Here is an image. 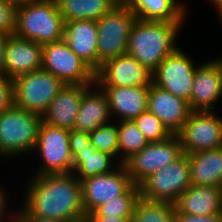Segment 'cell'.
I'll return each mask as SVG.
<instances>
[{
  "mask_svg": "<svg viewBox=\"0 0 222 222\" xmlns=\"http://www.w3.org/2000/svg\"><path fill=\"white\" fill-rule=\"evenodd\" d=\"M176 214L196 216L222 214V191L216 186L187 188L175 203Z\"/></svg>",
  "mask_w": 222,
  "mask_h": 222,
  "instance_id": "21",
  "label": "cell"
},
{
  "mask_svg": "<svg viewBox=\"0 0 222 222\" xmlns=\"http://www.w3.org/2000/svg\"><path fill=\"white\" fill-rule=\"evenodd\" d=\"M98 87L150 86L152 72L129 54L106 61L95 72Z\"/></svg>",
  "mask_w": 222,
  "mask_h": 222,
  "instance_id": "14",
  "label": "cell"
},
{
  "mask_svg": "<svg viewBox=\"0 0 222 222\" xmlns=\"http://www.w3.org/2000/svg\"><path fill=\"white\" fill-rule=\"evenodd\" d=\"M31 178L17 218H55L64 222L86 218L81 182L73 173Z\"/></svg>",
  "mask_w": 222,
  "mask_h": 222,
  "instance_id": "1",
  "label": "cell"
},
{
  "mask_svg": "<svg viewBox=\"0 0 222 222\" xmlns=\"http://www.w3.org/2000/svg\"><path fill=\"white\" fill-rule=\"evenodd\" d=\"M42 116L15 105L0 113V156L13 157L33 152ZM28 152V153H27Z\"/></svg>",
  "mask_w": 222,
  "mask_h": 222,
  "instance_id": "4",
  "label": "cell"
},
{
  "mask_svg": "<svg viewBox=\"0 0 222 222\" xmlns=\"http://www.w3.org/2000/svg\"><path fill=\"white\" fill-rule=\"evenodd\" d=\"M183 154L178 135H172L160 142L149 143L125 163L133 184L140 185L148 176L168 166Z\"/></svg>",
  "mask_w": 222,
  "mask_h": 222,
  "instance_id": "11",
  "label": "cell"
},
{
  "mask_svg": "<svg viewBox=\"0 0 222 222\" xmlns=\"http://www.w3.org/2000/svg\"><path fill=\"white\" fill-rule=\"evenodd\" d=\"M133 185L124 164L110 173L97 174L81 181L85 213L95 211L115 197L124 194Z\"/></svg>",
  "mask_w": 222,
  "mask_h": 222,
  "instance_id": "13",
  "label": "cell"
},
{
  "mask_svg": "<svg viewBox=\"0 0 222 222\" xmlns=\"http://www.w3.org/2000/svg\"><path fill=\"white\" fill-rule=\"evenodd\" d=\"M91 143L88 132L77 131L74 129L69 130V147L72 156H74L79 149L87 148Z\"/></svg>",
  "mask_w": 222,
  "mask_h": 222,
  "instance_id": "34",
  "label": "cell"
},
{
  "mask_svg": "<svg viewBox=\"0 0 222 222\" xmlns=\"http://www.w3.org/2000/svg\"><path fill=\"white\" fill-rule=\"evenodd\" d=\"M184 23L136 19L126 53L153 73L178 48L176 40Z\"/></svg>",
  "mask_w": 222,
  "mask_h": 222,
  "instance_id": "2",
  "label": "cell"
},
{
  "mask_svg": "<svg viewBox=\"0 0 222 222\" xmlns=\"http://www.w3.org/2000/svg\"><path fill=\"white\" fill-rule=\"evenodd\" d=\"M187 156L192 185L222 186V147Z\"/></svg>",
  "mask_w": 222,
  "mask_h": 222,
  "instance_id": "23",
  "label": "cell"
},
{
  "mask_svg": "<svg viewBox=\"0 0 222 222\" xmlns=\"http://www.w3.org/2000/svg\"><path fill=\"white\" fill-rule=\"evenodd\" d=\"M139 196L140 186L133 184L124 194L100 205L95 212L107 217H132L133 208Z\"/></svg>",
  "mask_w": 222,
  "mask_h": 222,
  "instance_id": "29",
  "label": "cell"
},
{
  "mask_svg": "<svg viewBox=\"0 0 222 222\" xmlns=\"http://www.w3.org/2000/svg\"><path fill=\"white\" fill-rule=\"evenodd\" d=\"M139 186L143 198L175 204L180 195L191 186L187 154L183 153L168 166L152 173Z\"/></svg>",
  "mask_w": 222,
  "mask_h": 222,
  "instance_id": "7",
  "label": "cell"
},
{
  "mask_svg": "<svg viewBox=\"0 0 222 222\" xmlns=\"http://www.w3.org/2000/svg\"><path fill=\"white\" fill-rule=\"evenodd\" d=\"M7 37L8 36L0 33V76L5 75V46Z\"/></svg>",
  "mask_w": 222,
  "mask_h": 222,
  "instance_id": "38",
  "label": "cell"
},
{
  "mask_svg": "<svg viewBox=\"0 0 222 222\" xmlns=\"http://www.w3.org/2000/svg\"><path fill=\"white\" fill-rule=\"evenodd\" d=\"M222 96V58L199 64L193 78L191 111H214Z\"/></svg>",
  "mask_w": 222,
  "mask_h": 222,
  "instance_id": "15",
  "label": "cell"
},
{
  "mask_svg": "<svg viewBox=\"0 0 222 222\" xmlns=\"http://www.w3.org/2000/svg\"><path fill=\"white\" fill-rule=\"evenodd\" d=\"M131 222H176L175 204L151 201L140 195L135 202Z\"/></svg>",
  "mask_w": 222,
  "mask_h": 222,
  "instance_id": "27",
  "label": "cell"
},
{
  "mask_svg": "<svg viewBox=\"0 0 222 222\" xmlns=\"http://www.w3.org/2000/svg\"><path fill=\"white\" fill-rule=\"evenodd\" d=\"M6 198H7V193L4 191V188L0 187V222H4L3 219L5 217L4 213L6 212L5 209H6V203H7ZM7 215H8L7 218L9 219L10 222H17L18 211L14 212L13 215H12V213H10V214L8 213Z\"/></svg>",
  "mask_w": 222,
  "mask_h": 222,
  "instance_id": "37",
  "label": "cell"
},
{
  "mask_svg": "<svg viewBox=\"0 0 222 222\" xmlns=\"http://www.w3.org/2000/svg\"><path fill=\"white\" fill-rule=\"evenodd\" d=\"M5 2H9L12 5L18 7L21 6L23 4H28L29 2L35 1V0H4Z\"/></svg>",
  "mask_w": 222,
  "mask_h": 222,
  "instance_id": "40",
  "label": "cell"
},
{
  "mask_svg": "<svg viewBox=\"0 0 222 222\" xmlns=\"http://www.w3.org/2000/svg\"><path fill=\"white\" fill-rule=\"evenodd\" d=\"M14 103V84L13 79L0 76V113L11 109Z\"/></svg>",
  "mask_w": 222,
  "mask_h": 222,
  "instance_id": "33",
  "label": "cell"
},
{
  "mask_svg": "<svg viewBox=\"0 0 222 222\" xmlns=\"http://www.w3.org/2000/svg\"><path fill=\"white\" fill-rule=\"evenodd\" d=\"M42 68L67 85L95 84V72L64 39L42 45Z\"/></svg>",
  "mask_w": 222,
  "mask_h": 222,
  "instance_id": "9",
  "label": "cell"
},
{
  "mask_svg": "<svg viewBox=\"0 0 222 222\" xmlns=\"http://www.w3.org/2000/svg\"><path fill=\"white\" fill-rule=\"evenodd\" d=\"M78 222H87V220H86V219H84V220H82V221H78Z\"/></svg>",
  "mask_w": 222,
  "mask_h": 222,
  "instance_id": "43",
  "label": "cell"
},
{
  "mask_svg": "<svg viewBox=\"0 0 222 222\" xmlns=\"http://www.w3.org/2000/svg\"><path fill=\"white\" fill-rule=\"evenodd\" d=\"M17 108L43 115L65 84L43 68L13 79Z\"/></svg>",
  "mask_w": 222,
  "mask_h": 222,
  "instance_id": "6",
  "label": "cell"
},
{
  "mask_svg": "<svg viewBox=\"0 0 222 222\" xmlns=\"http://www.w3.org/2000/svg\"><path fill=\"white\" fill-rule=\"evenodd\" d=\"M42 68V45L15 35L7 37L5 76L10 79Z\"/></svg>",
  "mask_w": 222,
  "mask_h": 222,
  "instance_id": "18",
  "label": "cell"
},
{
  "mask_svg": "<svg viewBox=\"0 0 222 222\" xmlns=\"http://www.w3.org/2000/svg\"><path fill=\"white\" fill-rule=\"evenodd\" d=\"M40 155L41 165L34 175L71 174L73 156L69 147V129L41 123L33 150Z\"/></svg>",
  "mask_w": 222,
  "mask_h": 222,
  "instance_id": "8",
  "label": "cell"
},
{
  "mask_svg": "<svg viewBox=\"0 0 222 222\" xmlns=\"http://www.w3.org/2000/svg\"><path fill=\"white\" fill-rule=\"evenodd\" d=\"M65 21L56 0H35L17 7L15 36L44 45L63 39Z\"/></svg>",
  "mask_w": 222,
  "mask_h": 222,
  "instance_id": "3",
  "label": "cell"
},
{
  "mask_svg": "<svg viewBox=\"0 0 222 222\" xmlns=\"http://www.w3.org/2000/svg\"><path fill=\"white\" fill-rule=\"evenodd\" d=\"M147 110L160 119L172 135L181 131L191 112L187 101L153 83L149 86Z\"/></svg>",
  "mask_w": 222,
  "mask_h": 222,
  "instance_id": "16",
  "label": "cell"
},
{
  "mask_svg": "<svg viewBox=\"0 0 222 222\" xmlns=\"http://www.w3.org/2000/svg\"><path fill=\"white\" fill-rule=\"evenodd\" d=\"M136 16L125 2H119L96 21L97 70L108 60L126 54L130 30Z\"/></svg>",
  "mask_w": 222,
  "mask_h": 222,
  "instance_id": "5",
  "label": "cell"
},
{
  "mask_svg": "<svg viewBox=\"0 0 222 222\" xmlns=\"http://www.w3.org/2000/svg\"><path fill=\"white\" fill-rule=\"evenodd\" d=\"M111 120L107 97L102 89L93 84L83 94L73 129L90 133Z\"/></svg>",
  "mask_w": 222,
  "mask_h": 222,
  "instance_id": "22",
  "label": "cell"
},
{
  "mask_svg": "<svg viewBox=\"0 0 222 222\" xmlns=\"http://www.w3.org/2000/svg\"><path fill=\"white\" fill-rule=\"evenodd\" d=\"M113 156L106 152L96 150L90 143L87 148L79 149L73 156V174L81 182L83 179L93 177L97 174L110 173L119 165ZM115 166V167H114Z\"/></svg>",
  "mask_w": 222,
  "mask_h": 222,
  "instance_id": "25",
  "label": "cell"
},
{
  "mask_svg": "<svg viewBox=\"0 0 222 222\" xmlns=\"http://www.w3.org/2000/svg\"><path fill=\"white\" fill-rule=\"evenodd\" d=\"M180 0H125L137 19L185 22L186 4Z\"/></svg>",
  "mask_w": 222,
  "mask_h": 222,
  "instance_id": "24",
  "label": "cell"
},
{
  "mask_svg": "<svg viewBox=\"0 0 222 222\" xmlns=\"http://www.w3.org/2000/svg\"><path fill=\"white\" fill-rule=\"evenodd\" d=\"M17 7L9 2L0 0V33L6 36H13L16 29Z\"/></svg>",
  "mask_w": 222,
  "mask_h": 222,
  "instance_id": "32",
  "label": "cell"
},
{
  "mask_svg": "<svg viewBox=\"0 0 222 222\" xmlns=\"http://www.w3.org/2000/svg\"><path fill=\"white\" fill-rule=\"evenodd\" d=\"M176 222H222V214L196 216L190 214H176Z\"/></svg>",
  "mask_w": 222,
  "mask_h": 222,
  "instance_id": "35",
  "label": "cell"
},
{
  "mask_svg": "<svg viewBox=\"0 0 222 222\" xmlns=\"http://www.w3.org/2000/svg\"><path fill=\"white\" fill-rule=\"evenodd\" d=\"M217 13L220 15V18H221V21H222V9Z\"/></svg>",
  "mask_w": 222,
  "mask_h": 222,
  "instance_id": "42",
  "label": "cell"
},
{
  "mask_svg": "<svg viewBox=\"0 0 222 222\" xmlns=\"http://www.w3.org/2000/svg\"><path fill=\"white\" fill-rule=\"evenodd\" d=\"M209 2L213 3L218 12L222 9V0H209Z\"/></svg>",
  "mask_w": 222,
  "mask_h": 222,
  "instance_id": "41",
  "label": "cell"
},
{
  "mask_svg": "<svg viewBox=\"0 0 222 222\" xmlns=\"http://www.w3.org/2000/svg\"><path fill=\"white\" fill-rule=\"evenodd\" d=\"M92 85L65 84L42 115V121L49 126L73 129L83 94Z\"/></svg>",
  "mask_w": 222,
  "mask_h": 222,
  "instance_id": "17",
  "label": "cell"
},
{
  "mask_svg": "<svg viewBox=\"0 0 222 222\" xmlns=\"http://www.w3.org/2000/svg\"><path fill=\"white\" fill-rule=\"evenodd\" d=\"M91 143L96 147V150L106 152L114 158L118 156V125L115 123H108L102 125L89 133Z\"/></svg>",
  "mask_w": 222,
  "mask_h": 222,
  "instance_id": "30",
  "label": "cell"
},
{
  "mask_svg": "<svg viewBox=\"0 0 222 222\" xmlns=\"http://www.w3.org/2000/svg\"><path fill=\"white\" fill-rule=\"evenodd\" d=\"M17 222H64L55 218H17Z\"/></svg>",
  "mask_w": 222,
  "mask_h": 222,
  "instance_id": "39",
  "label": "cell"
},
{
  "mask_svg": "<svg viewBox=\"0 0 222 222\" xmlns=\"http://www.w3.org/2000/svg\"><path fill=\"white\" fill-rule=\"evenodd\" d=\"M97 26L95 20L65 22L63 39L94 72L97 71Z\"/></svg>",
  "mask_w": 222,
  "mask_h": 222,
  "instance_id": "20",
  "label": "cell"
},
{
  "mask_svg": "<svg viewBox=\"0 0 222 222\" xmlns=\"http://www.w3.org/2000/svg\"><path fill=\"white\" fill-rule=\"evenodd\" d=\"M118 122L119 164H124L134 154L145 148L149 142L133 120Z\"/></svg>",
  "mask_w": 222,
  "mask_h": 222,
  "instance_id": "28",
  "label": "cell"
},
{
  "mask_svg": "<svg viewBox=\"0 0 222 222\" xmlns=\"http://www.w3.org/2000/svg\"><path fill=\"white\" fill-rule=\"evenodd\" d=\"M132 217H107L98 215L95 211L86 214L87 222H131Z\"/></svg>",
  "mask_w": 222,
  "mask_h": 222,
  "instance_id": "36",
  "label": "cell"
},
{
  "mask_svg": "<svg viewBox=\"0 0 222 222\" xmlns=\"http://www.w3.org/2000/svg\"><path fill=\"white\" fill-rule=\"evenodd\" d=\"M65 22L72 20L97 21L120 1L118 0H56Z\"/></svg>",
  "mask_w": 222,
  "mask_h": 222,
  "instance_id": "26",
  "label": "cell"
},
{
  "mask_svg": "<svg viewBox=\"0 0 222 222\" xmlns=\"http://www.w3.org/2000/svg\"><path fill=\"white\" fill-rule=\"evenodd\" d=\"M183 153L192 154L222 147V117L214 111H191L177 134Z\"/></svg>",
  "mask_w": 222,
  "mask_h": 222,
  "instance_id": "10",
  "label": "cell"
},
{
  "mask_svg": "<svg viewBox=\"0 0 222 222\" xmlns=\"http://www.w3.org/2000/svg\"><path fill=\"white\" fill-rule=\"evenodd\" d=\"M133 121L149 143L164 141L172 136L160 119L148 110Z\"/></svg>",
  "mask_w": 222,
  "mask_h": 222,
  "instance_id": "31",
  "label": "cell"
},
{
  "mask_svg": "<svg viewBox=\"0 0 222 222\" xmlns=\"http://www.w3.org/2000/svg\"><path fill=\"white\" fill-rule=\"evenodd\" d=\"M197 67L189 55L178 47L152 73V83L190 103Z\"/></svg>",
  "mask_w": 222,
  "mask_h": 222,
  "instance_id": "12",
  "label": "cell"
},
{
  "mask_svg": "<svg viewBox=\"0 0 222 222\" xmlns=\"http://www.w3.org/2000/svg\"><path fill=\"white\" fill-rule=\"evenodd\" d=\"M99 88L107 97L112 120L114 117L120 121L134 120L147 111L149 86Z\"/></svg>",
  "mask_w": 222,
  "mask_h": 222,
  "instance_id": "19",
  "label": "cell"
}]
</instances>
